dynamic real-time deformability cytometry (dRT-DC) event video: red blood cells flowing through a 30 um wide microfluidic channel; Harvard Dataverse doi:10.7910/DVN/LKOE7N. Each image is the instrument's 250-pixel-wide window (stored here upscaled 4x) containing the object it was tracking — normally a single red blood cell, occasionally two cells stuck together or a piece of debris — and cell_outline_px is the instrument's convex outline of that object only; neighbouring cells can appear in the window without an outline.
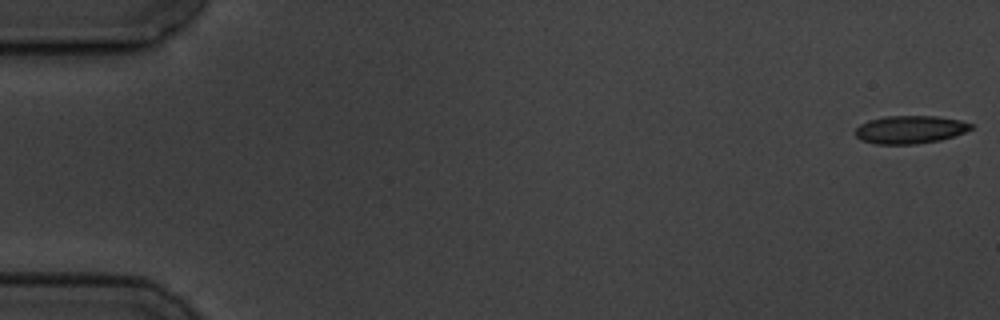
{"species": "common noctule bat (a hibernating species)", "species_latin": "Nyctalus noctula", "temperature_condition": "cold", "stored_images_in_passage": 5, "camera_frame_rate_fps": 3000, "um_per_image_px": 0.085, "animal": {"sex": "male", "body_mass_g": 19.5, "forearm_length_mm": 54.6}, "frame": {"image": 1, "passage_image": 1, "time_ms": 0.0, "image_size_px": [1000, 320], "cell_outline_px": [[972, 128], [964, 132], [940, 140], [916, 144], [876, 144], [860, 140], [856, 136], [856, 128], [860, 124], [868, 120], [884, 116], [936, 116], [960, 120], [972, 124]], "centroid_in_image_um": [77.32, 11.01], "position_along_channel_um": 7.7, "area_um2": 18.79}}
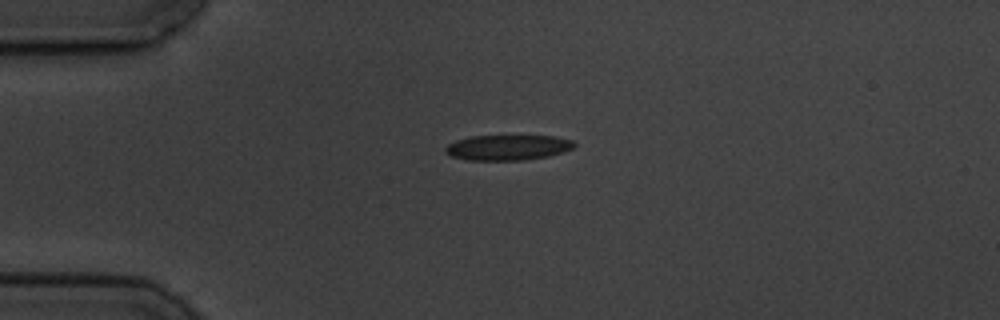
{"frame": {"image": 2, "passage_image": 4, "time_ms": 4.333, "image_size_px": [1000, 320], "cell_outline_px": [[576, 144], [572, 148], [564, 152], [548, 156], [524, 160], [468, 160], [452, 156], [444, 152], [444, 148], [448, 144], [456, 140], [472, 136], [556, 136], [572, 140]], "centroid_in_image_um": [43.16, 12.54], "position_along_channel_um": 41.8, "area_um2": 19.02}}